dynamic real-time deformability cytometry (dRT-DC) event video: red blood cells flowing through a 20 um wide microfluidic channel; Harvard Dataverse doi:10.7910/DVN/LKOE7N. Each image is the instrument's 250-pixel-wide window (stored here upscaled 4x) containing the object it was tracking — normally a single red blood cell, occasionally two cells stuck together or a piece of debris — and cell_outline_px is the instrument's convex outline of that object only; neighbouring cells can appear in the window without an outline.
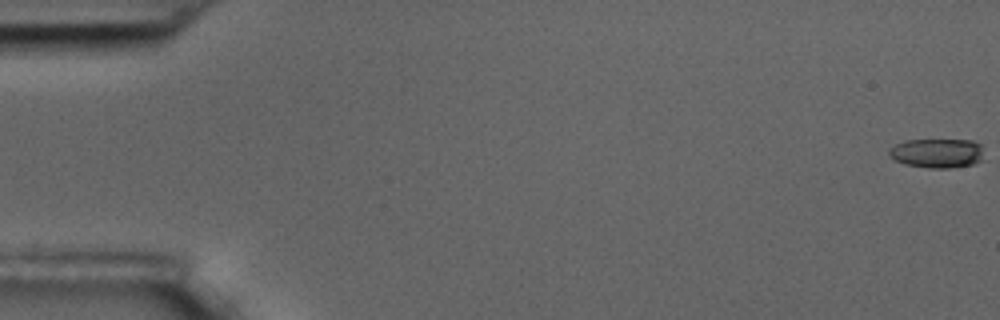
{"species": "common noctule bat (a hibernating species)", "species_latin": "Nyctalus noctula", "temperature_condition": "room temperature", "stored_images_in_passage": 14, "camera_frame_rate_fps": 3000, "um_per_image_px": 0.085, "animal": {"sex": "male", "body_mass_g": 17.5, "forearm_length_mm": 52.3}, "frame": {"image": 1, "passage_image": 1, "time_ms": 0.0, "image_size_px": [1000, 320], "cell_outline_px": [[980, 160], [972, 164], [948, 168], [928, 168], [904, 164], [888, 156], [888, 148], [904, 140], [972, 140], [980, 144]], "centroid_in_image_um": [79.56, 13.01], "position_along_channel_um": 5.4, "area_um2": 16.07}}